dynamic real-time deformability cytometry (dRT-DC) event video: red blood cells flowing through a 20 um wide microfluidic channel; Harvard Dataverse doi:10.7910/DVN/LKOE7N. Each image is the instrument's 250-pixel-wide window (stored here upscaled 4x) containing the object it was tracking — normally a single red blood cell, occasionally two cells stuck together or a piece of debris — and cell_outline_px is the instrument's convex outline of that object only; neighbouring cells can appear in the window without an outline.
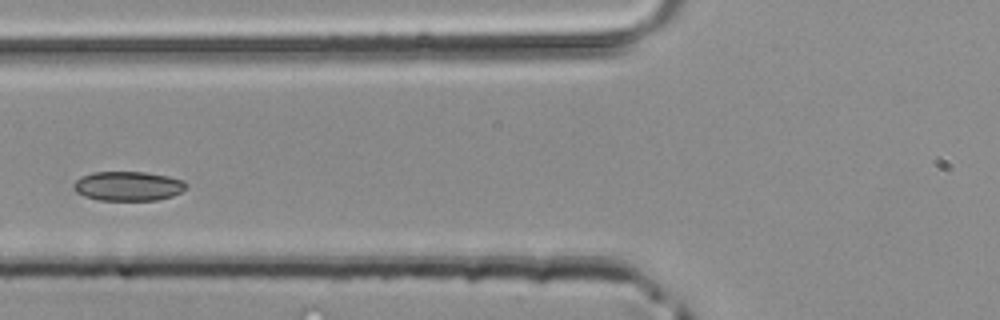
{"species": "common noctule bat (a hibernating species)", "species_latin": "Nyctalus noctula", "temperature_condition": "room temperature", "stored_images_in_passage": 3, "camera_frame_rate_fps": 3000, "um_per_image_px": 0.085, "animal": {"sex": "male", "body_mass_g": 20.4}, "frame": {"image": 1, "passage_image": 3, "time_ms": 0.667, "image_size_px": [1000, 320], "cell_outline_px": [[188, 184], [180, 192], [172, 196], [156, 200], [100, 200], [84, 196], [76, 192], [72, 188], [72, 184], [80, 176], [92, 172], [144, 172], [168, 176], [184, 180]], "centroid_in_image_um": [10.85, 15.81], "position_along_channel_um": 114.9, "area_um2": 19.36}}